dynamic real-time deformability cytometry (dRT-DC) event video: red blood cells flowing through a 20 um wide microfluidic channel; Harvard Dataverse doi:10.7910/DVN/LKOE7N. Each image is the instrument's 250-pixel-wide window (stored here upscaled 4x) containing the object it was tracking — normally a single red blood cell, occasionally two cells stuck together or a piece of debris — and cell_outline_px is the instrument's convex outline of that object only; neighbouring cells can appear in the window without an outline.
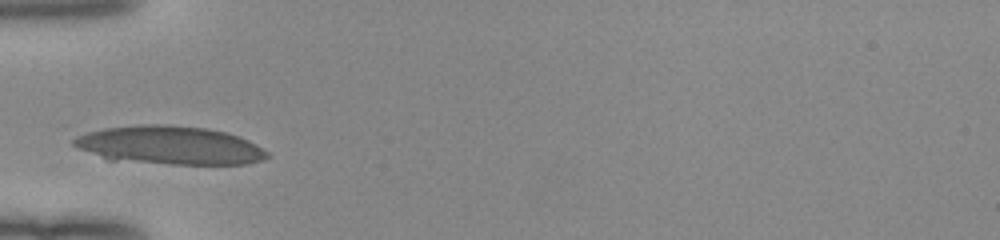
{"species": "human", "species_latin": "Homo sapiens", "temperature_condition": "room temperature", "stored_images_in_passage": 26, "camera_frame_rate_fps": 3000, "um_per_image_px": 0.085, "donor": {"sex": "female"}, "frame": {"image": 1, "passage_image": 1, "time_ms": 0.0, "image_size_px": [1000, 240], "cell_outline_px": [[272, 156], [264, 160], [244, 164], [168, 164], [108, 160], [76, 148], [72, 144], [72, 140], [76, 136], [88, 132], [104, 128], [140, 124], [164, 124], [204, 128], [224, 132], [248, 140], [256, 144], [268, 152]], "centroid_in_image_um": [14.39, 12.36], "position_along_channel_um": 70.6, "area_um2": 43.47}}
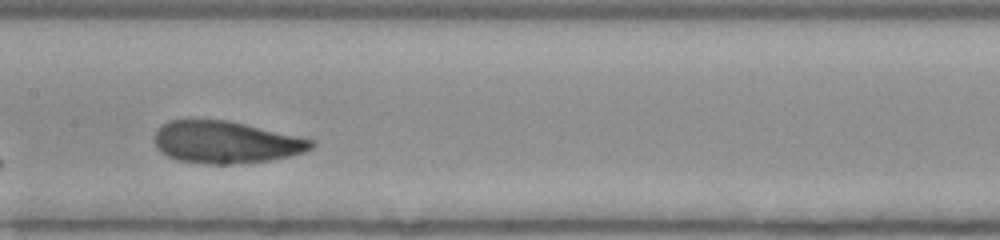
{"frame": {"image": 2, "passage_image": 10, "time_ms": 3.0, "image_size_px": [1000, 240], "cell_outline_px": [[316, 144], [312, 148], [304, 152], [288, 156], [268, 160], [228, 164], [208, 164], [176, 160], [160, 152], [156, 144], [156, 132], [168, 120], [228, 120], [296, 136], [312, 140]], "centroid_in_image_um": [19.18, 12.09], "position_along_channel_um": 188.2, "area_um2": 37.92}}
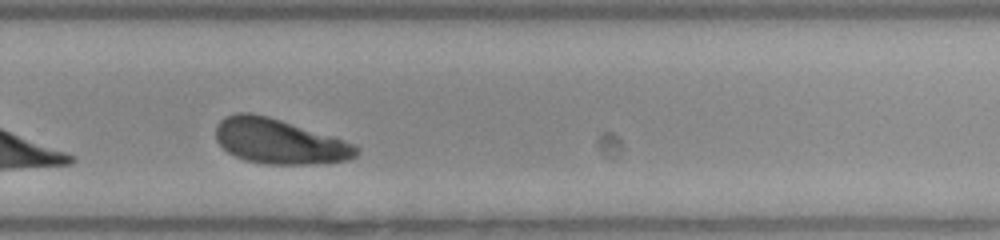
{"frame": {"image": 3, "passage_image": 19, "time_ms": 6.0, "image_size_px": [1000, 240], "cell_outline_px": [[360, 152], [356, 156], [348, 160], [328, 164], [264, 164], [248, 160], [236, 156], [228, 152], [216, 140], [216, 124], [224, 116], [236, 112], [252, 112], [268, 116], [332, 136], [356, 144], [360, 148]], "centroid_in_image_um": [23.77, 12.02], "position_along_channel_um": 306.0, "area_um2": 37.11}, "authors_computed_cell_mechanics": {"area_um2": 38.5815, "velocity_mm_per_s": 3.9484, "shape_relaxation_time_tau1_ms": 2.3746, "shape_relaxation_time_tau2_ms": 1.0082, "deformation_change_tau1": 0.1304, "deformation_change_tau2": 0.0665}}